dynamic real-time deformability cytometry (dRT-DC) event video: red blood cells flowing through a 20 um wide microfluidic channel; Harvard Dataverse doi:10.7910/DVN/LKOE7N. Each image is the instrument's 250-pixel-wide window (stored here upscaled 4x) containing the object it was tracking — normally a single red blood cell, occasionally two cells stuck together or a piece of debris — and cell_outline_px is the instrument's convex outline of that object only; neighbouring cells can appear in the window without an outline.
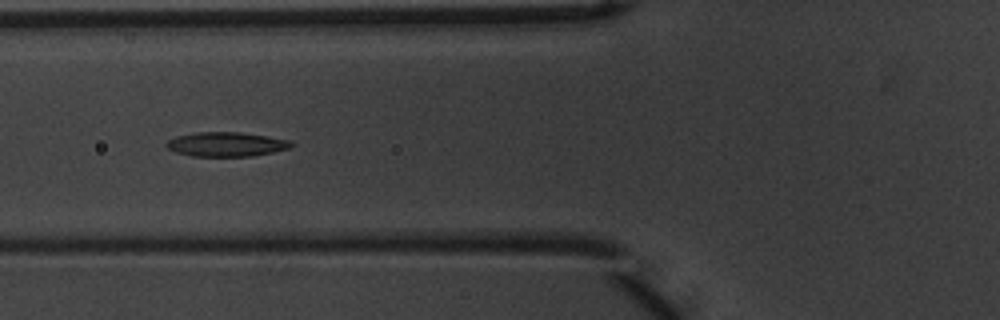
{"species": "common noctule bat (a hibernating species)", "species_latin": "Nyctalus noctula", "temperature_condition": "warm", "stored_images_in_passage": 39, "camera_frame_rate_fps": 3000, "um_per_image_px": 0.085, "animal": {"sex": "male", "body_mass_g": 20.1, "forearm_length_mm": 53.5}, "frame": {"image": 1, "passage_image": 5, "time_ms": 1.333, "image_size_px": [1000, 320], "cell_outline_px": [[296, 144], [288, 148], [272, 152], [252, 156], [192, 156], [176, 152], [168, 148], [164, 144], [168, 140], [176, 136], [196, 132], [240, 132], [268, 136], [292, 140]], "centroid_in_image_um": [19.25, 12.25], "position_along_channel_um": 106.5, "area_um2": 17.8}}
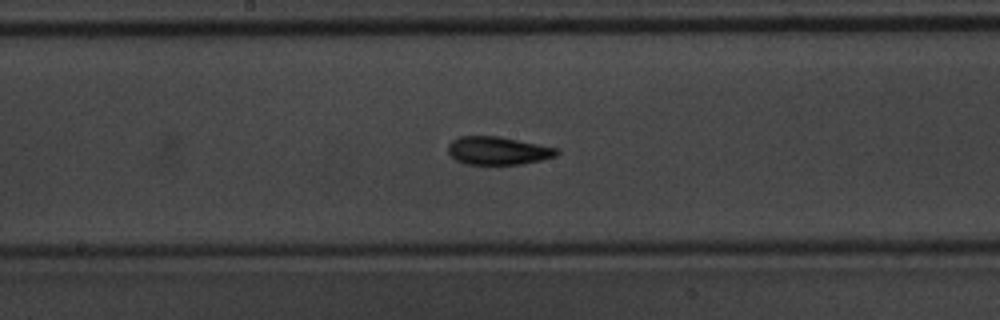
{"frame": {"image": 2, "passage_image": 13, "time_ms": 4.0, "image_size_px": [1000, 320], "cell_outline_px": [[560, 152], [556, 156], [540, 160], [520, 164], [464, 164], [456, 160], [448, 152], [448, 144], [452, 140], [460, 136], [500, 136], [560, 148]], "centroid_in_image_um": [42.35, 12.8], "position_along_channel_um": 205.9, "area_um2": 17.92}}
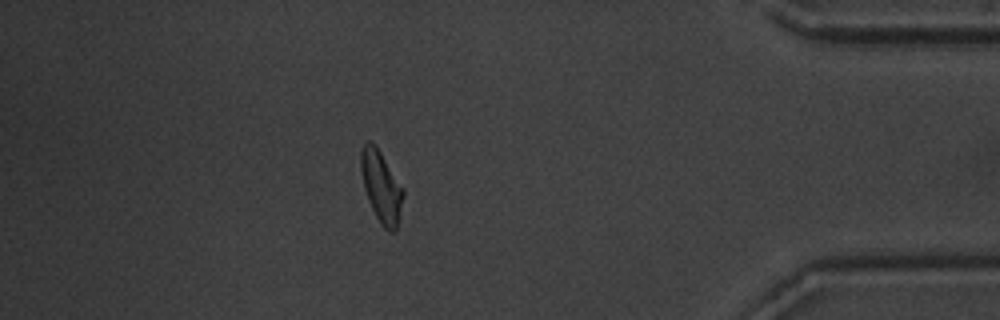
{"frame": {"image": 3, "passage_image": 32, "time_ms": 10.333, "image_size_px": [1000, 320], "cell_outline_px": [[404, 196], [396, 232], [388, 232], [380, 224], [368, 200], [364, 188], [360, 172], [360, 152], [364, 144], [368, 140], [372, 140], [404, 188]], "centroid_in_image_um": [32.4, 15.88], "position_along_channel_um": 402.8, "area_um2": 17.8}, "authors_computed_cell_mechanics": {"area_um2": 17.629, "velocity_mm_per_s": 3.7077, "shape_relaxation_time_tau1_ms": 5.91, "shape_relaxation_time_tau2_ms": 4.0512, "deformation_change_tau1": 0.1847, "deformation_change_tau2": 0.115}}